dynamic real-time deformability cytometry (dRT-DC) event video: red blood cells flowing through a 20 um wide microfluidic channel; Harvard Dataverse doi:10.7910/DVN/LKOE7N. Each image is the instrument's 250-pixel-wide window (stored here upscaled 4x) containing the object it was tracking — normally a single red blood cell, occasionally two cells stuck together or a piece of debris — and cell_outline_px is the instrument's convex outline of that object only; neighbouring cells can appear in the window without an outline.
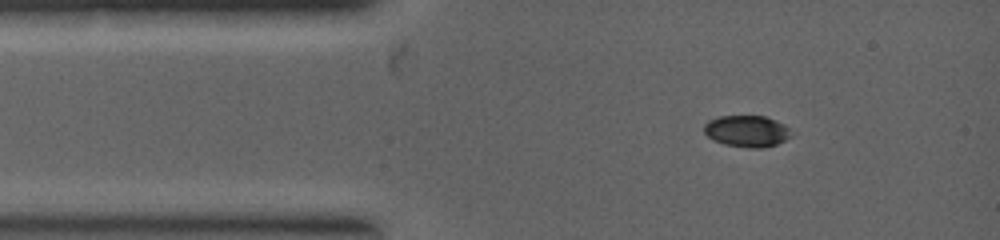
{"species": "common noctule bat (a hibernating species)", "species_latin": "Nyctalus noctula", "temperature_condition": "warm", "stored_images_in_passage": 2, "camera_frame_rate_fps": 5000, "um_per_image_px": 0.085, "animal": {"sex": "female", "body_mass_g": 19.0, "forearm_length_mm": 53.3}, "frame": {"image": 1, "passage_image": 1, "time_ms": 0.0, "image_size_px": [1000, 240], "cell_outline_px": [[792, 136], [776, 144], [760, 148], [748, 148], [724, 144], [712, 140], [704, 132], [704, 124], [708, 120], [720, 116], [764, 116], [784, 124], [788, 128]], "centroid_in_image_um": [63.45, 11.15], "position_along_channel_um": 21.5, "area_um2": 15.95}}
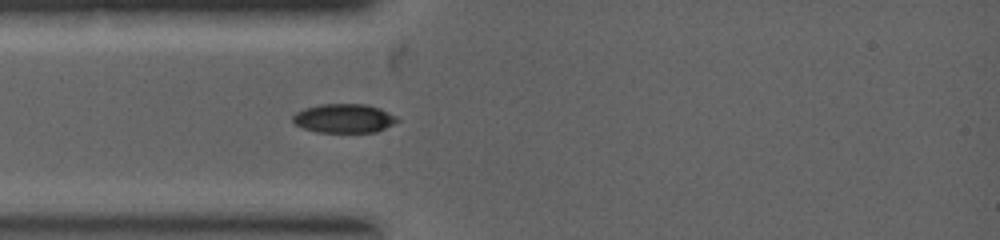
{"frame": {"image": 2, "passage_image": 2, "time_ms": 1.0, "image_size_px": [1000, 240], "cell_outline_px": [[400, 120], [376, 132], [316, 132], [304, 128], [296, 124], [292, 120], [292, 116], [296, 112], [304, 108], [320, 104], [368, 104], [380, 108], [396, 116]], "centroid_in_image_um": [29.23, 10.05], "position_along_channel_um": 55.8, "area_um2": 17.63}}